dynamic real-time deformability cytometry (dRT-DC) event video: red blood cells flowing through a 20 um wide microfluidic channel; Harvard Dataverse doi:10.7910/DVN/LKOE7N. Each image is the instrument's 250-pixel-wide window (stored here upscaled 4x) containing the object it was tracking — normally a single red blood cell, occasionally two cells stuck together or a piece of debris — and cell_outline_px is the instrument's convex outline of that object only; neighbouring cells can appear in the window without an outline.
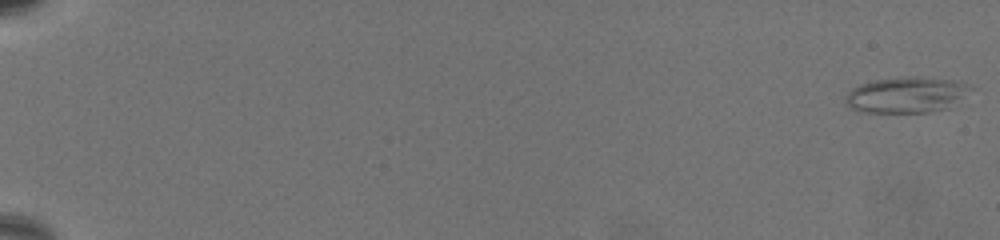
{"species": "common noctule bat (a hibernating species)", "species_latin": "Nyctalus noctula", "temperature_condition": "warm", "stored_images_in_passage": 23, "camera_frame_rate_fps": 3000, "um_per_image_px": 0.085, "animal": {"sex": "female", "body_mass_g": 19.5, "forearm_length_mm": 54.1}, "frame": {"image": 1, "passage_image": 1, "time_ms": 0.0, "image_size_px": [1000, 240], "cell_outline_px": [[964, 88], [948, 108], [928, 112], [860, 112], [844, 104], [844, 100], [848, 92], [852, 88], [860, 84], [876, 80], [908, 76], [920, 76], [960, 80], [964, 84]], "centroid_in_image_um": [76.87, 8.05], "position_along_channel_um": 8.1, "area_um2": 25.37}}
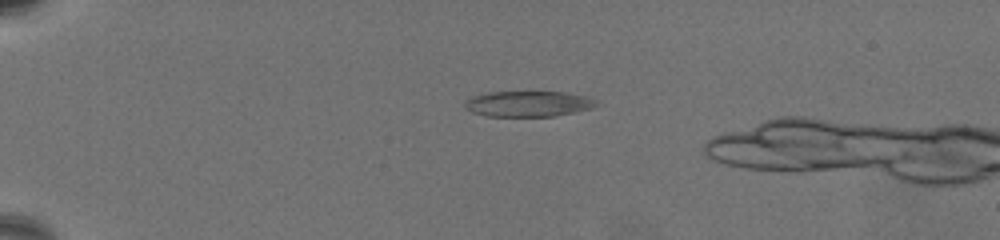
{"frame": {"image": 2, "passage_image": 19, "time_ms": 6.0, "image_size_px": [1000, 240], "cell_outline_px": [[596, 104], [588, 108], [572, 112], [552, 116], [488, 116], [472, 112], [464, 108], [464, 104], [472, 96], [488, 92], [564, 92], [584, 96], [596, 100]], "centroid_in_image_um": [44.82, 8.82], "position_along_channel_um": 40.2, "area_um2": 19.25}}